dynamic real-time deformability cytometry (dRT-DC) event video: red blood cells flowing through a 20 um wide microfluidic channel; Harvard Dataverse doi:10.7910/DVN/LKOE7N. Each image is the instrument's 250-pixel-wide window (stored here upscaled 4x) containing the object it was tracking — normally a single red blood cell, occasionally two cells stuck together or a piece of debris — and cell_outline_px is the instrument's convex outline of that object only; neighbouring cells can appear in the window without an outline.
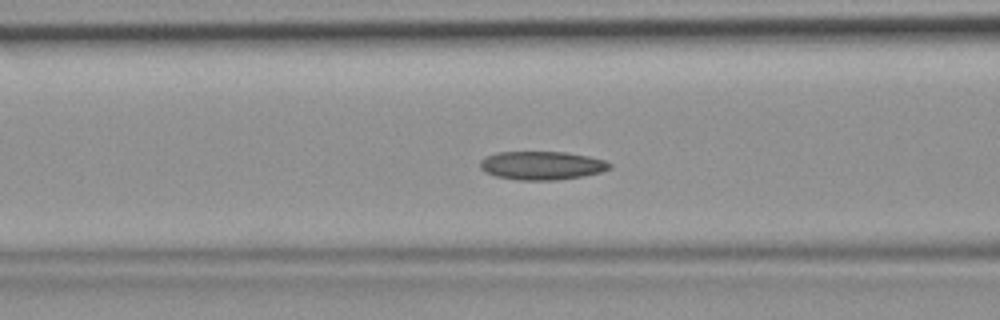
{"species": "common noctule bat (a hibernating species)", "species_latin": "Nyctalus noctula", "temperature_condition": "room temperature", "stored_images_in_passage": 47, "camera_frame_rate_fps": 3000, "um_per_image_px": 0.085, "animal": {"sex": "female", "body_mass_g": 19.9}, "frame": {"image": 1, "passage_image": 19, "time_ms": 6.0, "image_size_px": [1000, 320], "cell_outline_px": [[612, 168], [600, 172], [580, 176], [556, 180], [516, 180], [496, 176], [484, 172], [480, 168], [480, 160], [484, 156], [496, 152], [564, 152], [588, 156], [604, 160], [612, 164]], "centroid_in_image_um": [46.01, 14.06], "position_along_channel_um": 120.6, "area_um2": 21.56}}
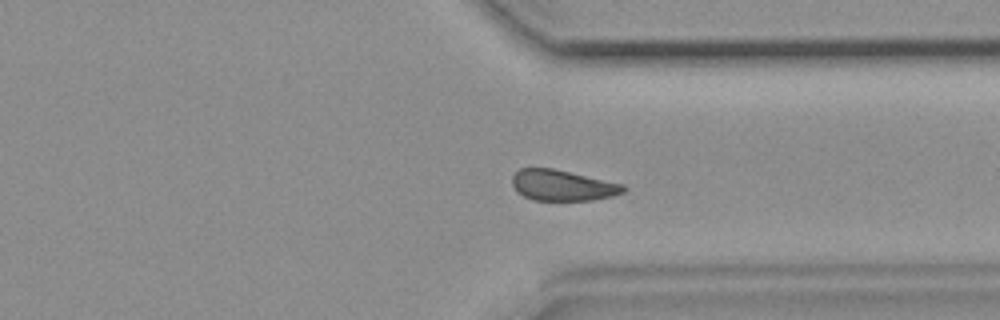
{"frame": {"image": 2, "passage_image": 36, "time_ms": 11.667, "image_size_px": [1000, 320], "cell_outline_px": [[628, 188], [624, 192], [612, 196], [592, 200], [532, 200], [516, 192], [512, 184], [512, 176], [520, 168], [552, 168], [624, 184]], "centroid_in_image_um": [47.81, 15.76], "position_along_channel_um": 363.6, "area_um2": 20.0}}
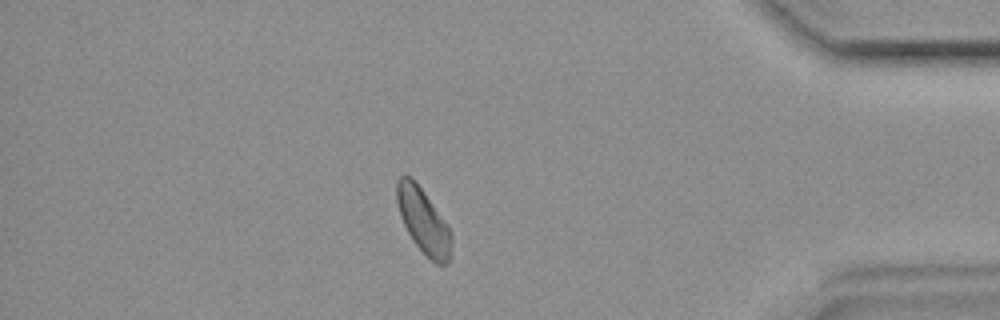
{"frame": {"image": 3, "passage_image": 41, "time_ms": 13.333, "image_size_px": [1000, 320], "cell_outline_px": [[452, 240], [448, 264], [436, 264], [412, 240], [400, 216], [396, 200], [396, 180], [400, 176], [412, 176], [448, 224], [452, 236]], "centroid_in_image_um": [35.98, 18.75], "position_along_channel_um": 399.2, "area_um2": 20.58}}